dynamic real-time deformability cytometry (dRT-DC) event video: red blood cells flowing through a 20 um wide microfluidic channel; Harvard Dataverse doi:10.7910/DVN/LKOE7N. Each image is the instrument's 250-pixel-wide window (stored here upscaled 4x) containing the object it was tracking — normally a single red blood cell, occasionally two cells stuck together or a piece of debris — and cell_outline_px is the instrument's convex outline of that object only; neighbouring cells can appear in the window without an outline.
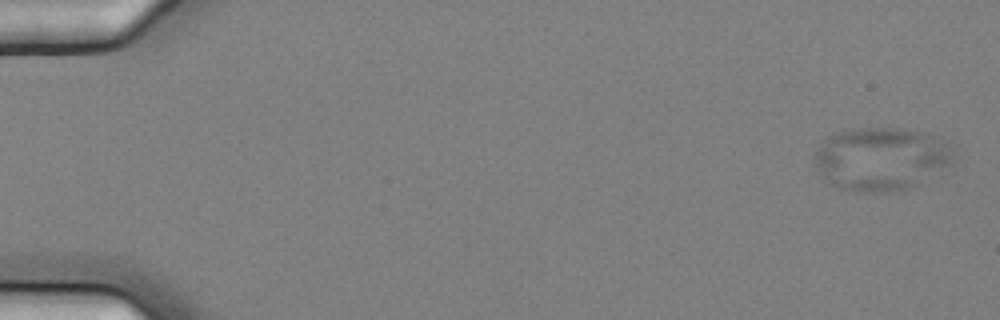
{"species": "common noctule bat (a hibernating species)", "species_latin": "Nyctalus noctula", "temperature_condition": "cold", "stored_images_in_passage": 3, "camera_frame_rate_fps": 3000, "um_per_image_px": 0.085, "animal": {"sex": "female", "body_mass_g": 25.1}, "frame": {"image": 1, "passage_image": 1, "time_ms": 0.0, "image_size_px": [1000, 320], "cell_outline_px": [[952, 160], [948, 164], [916, 184], [908, 188], [888, 192], [864, 192], [840, 188], [832, 184], [824, 176], [816, 164], [816, 152], [824, 140], [840, 132], [856, 128], [900, 128], [928, 132], [940, 136], [948, 144], [952, 156]], "centroid_in_image_um": [74.91, 13.47], "position_along_channel_um": 10.1, "area_um2": 50.11}}